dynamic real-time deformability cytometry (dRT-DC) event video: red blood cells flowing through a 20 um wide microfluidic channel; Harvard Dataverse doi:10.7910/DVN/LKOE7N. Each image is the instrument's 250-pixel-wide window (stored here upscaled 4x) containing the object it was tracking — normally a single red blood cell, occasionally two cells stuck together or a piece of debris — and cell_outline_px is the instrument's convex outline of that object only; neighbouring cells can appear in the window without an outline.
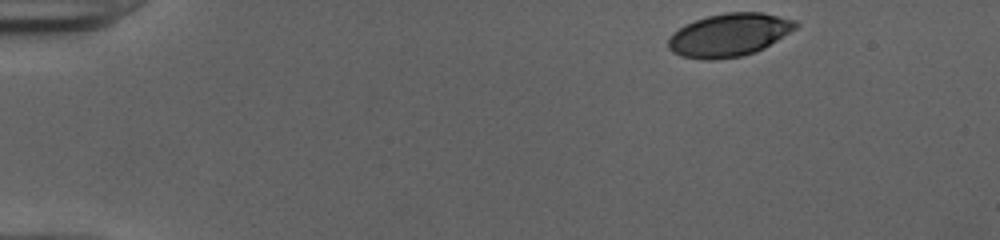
{"species": "human", "species_latin": "Homo sapiens", "temperature_condition": "cold", "stored_images_in_passage": 46, "camera_frame_rate_fps": 3000, "um_per_image_px": 0.085, "donor": {"sex": "female"}, "frame": {"image": 1, "passage_image": 1, "time_ms": 0.0, "image_size_px": [1000, 240], "cell_outline_px": [[800, 24], [796, 28], [764, 48], [756, 52], [740, 56], [712, 60], [700, 60], [680, 56], [672, 52], [668, 48], [668, 40], [672, 32], [684, 24], [708, 16], [728, 12], [764, 12], [796, 20]], "centroid_in_image_um": [61.96, 2.97], "position_along_channel_um": 23.0, "area_um2": 32.14}}
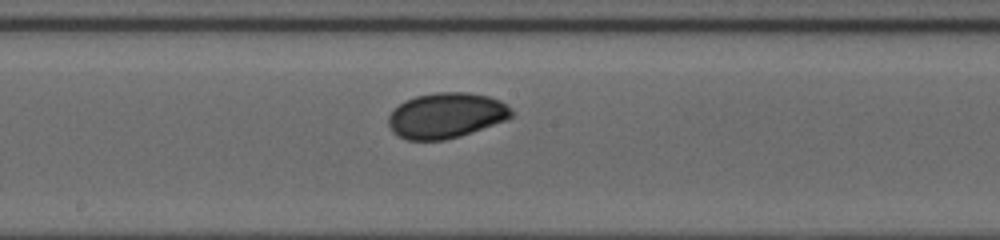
{"frame": {"image": 2, "passage_image": 23, "time_ms": 7.333, "image_size_px": [1000, 240], "cell_outline_px": [[512, 116], [508, 120], [460, 136], [444, 140], [408, 140], [396, 136], [392, 132], [388, 124], [388, 116], [404, 100], [416, 96], [436, 92], [468, 92], [488, 96], [500, 100], [512, 108]], "centroid_in_image_um": [37.93, 9.82], "position_along_channel_um": 210.3, "area_um2": 32.77}}
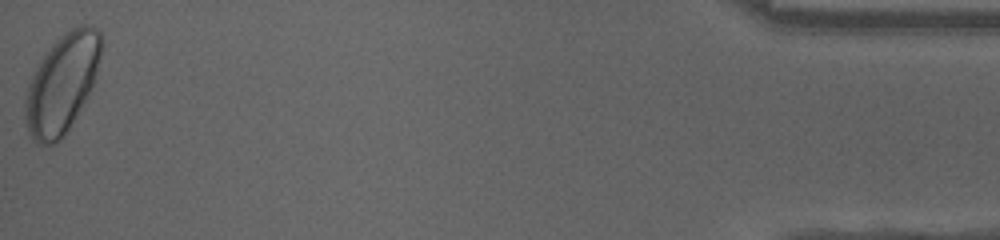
{"frame": {"image": 3, "passage_image": 46, "time_ms": 15.0, "image_size_px": [1000, 240], "cell_outline_px": [[104, 44], [92, 88], [68, 132], [56, 144], [36, 144], [32, 140], [24, 124], [24, 100], [28, 84], [32, 76], [44, 56], [52, 44], [56, 40], [72, 28], [80, 24], [84, 24], [96, 28], [104, 32]], "centroid_in_image_um": [5.29, 7.13], "position_along_channel_um": 429.9, "area_um2": 44.39}, "authors_computed_cell_mechanics": {"area_um2": 32.7437, "velocity_mm_per_s": 3.9722, "shape_relaxation_time_tau1_ms": 2.4537, "shape_relaxation_time_tau2_ms": 3.7373, "deformation_change_tau1": 0.0864, "deformation_change_tau2": 0.0517}}